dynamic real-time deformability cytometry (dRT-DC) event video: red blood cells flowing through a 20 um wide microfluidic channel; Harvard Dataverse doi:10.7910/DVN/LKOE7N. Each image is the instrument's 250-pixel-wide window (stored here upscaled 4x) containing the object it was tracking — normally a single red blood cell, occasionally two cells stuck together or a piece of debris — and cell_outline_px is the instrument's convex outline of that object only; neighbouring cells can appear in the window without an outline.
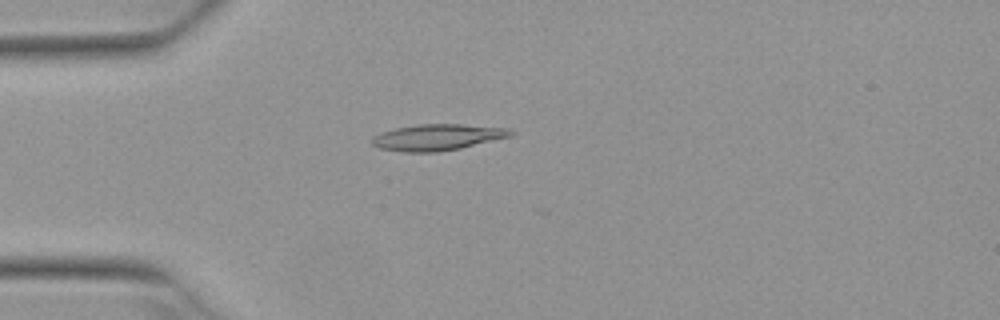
{"species": "Egyptian fruit bat (a non-hibernating species)", "species_latin": "Rousettus aegyptiacus", "temperature_condition": "warm", "stored_images_in_passage": 3, "camera_frame_rate_fps": 3000, "um_per_image_px": 0.085, "animal": {"sex": "female"}, "frame": {"image": 1, "passage_image": 1, "time_ms": 0.0, "image_size_px": [1000, 320], "cell_outline_px": [[516, 132], [512, 136], [460, 148], [436, 152], [404, 152], [380, 148], [372, 144], [372, 136], [380, 132], [396, 128], [416, 124], [460, 124], [508, 128]], "centroid_in_image_um": [37.18, 11.66], "position_along_channel_um": 47.8, "area_um2": 21.21}}